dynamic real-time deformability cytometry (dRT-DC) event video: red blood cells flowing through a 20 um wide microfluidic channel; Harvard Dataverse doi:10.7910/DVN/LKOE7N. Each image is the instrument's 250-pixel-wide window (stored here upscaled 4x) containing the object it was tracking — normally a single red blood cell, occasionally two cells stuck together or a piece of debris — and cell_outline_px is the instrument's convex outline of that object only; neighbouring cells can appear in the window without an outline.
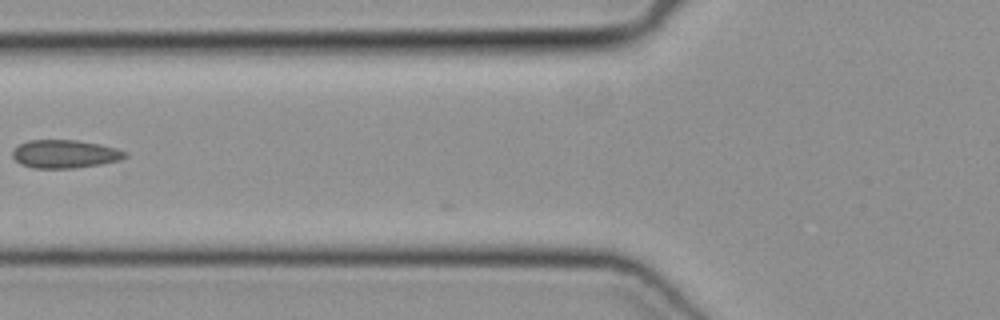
{"species": "common noctule bat (a hibernating species)", "species_latin": "Nyctalus noctula", "temperature_condition": "cold", "stored_images_in_passage": 9, "camera_frame_rate_fps": 3000, "um_per_image_px": 0.085, "animal": {"sex": "female", "body_mass_g": 19.3, "forearm_length_mm": 54.1}, "frame": {"image": 1, "passage_image": 5, "time_ms": 1.333, "image_size_px": [1000, 320], "cell_outline_px": [[128, 156], [120, 160], [100, 164], [76, 168], [32, 168], [20, 164], [12, 156], [12, 152], [20, 144], [28, 140], [76, 140], [100, 144], [116, 148], [128, 152]], "centroid_in_image_um": [5.53, 13.09], "position_along_channel_um": 120.3, "area_um2": 18.55}}
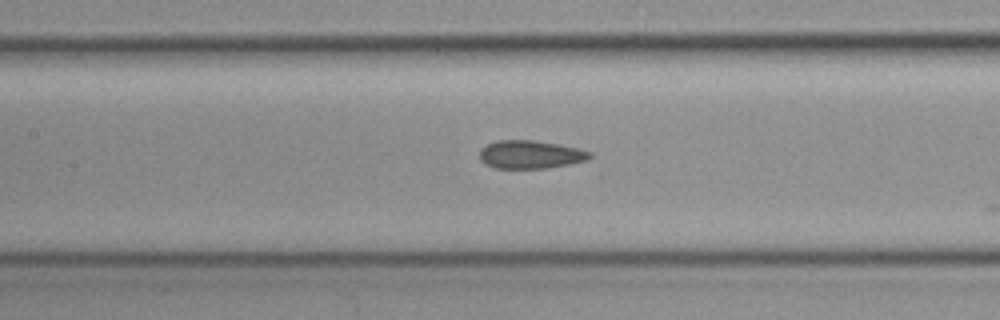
{"frame": {"image": 2, "passage_image": 8, "time_ms": 2.333, "image_size_px": [1000, 320], "cell_outline_px": [[592, 156], [588, 160], [572, 164], [548, 168], [496, 168], [484, 164], [480, 160], [480, 148], [496, 140], [536, 140], [560, 144], [592, 152]], "centroid_in_image_um": [45.1, 13.13], "position_along_channel_um": 162.3, "area_um2": 18.32}}